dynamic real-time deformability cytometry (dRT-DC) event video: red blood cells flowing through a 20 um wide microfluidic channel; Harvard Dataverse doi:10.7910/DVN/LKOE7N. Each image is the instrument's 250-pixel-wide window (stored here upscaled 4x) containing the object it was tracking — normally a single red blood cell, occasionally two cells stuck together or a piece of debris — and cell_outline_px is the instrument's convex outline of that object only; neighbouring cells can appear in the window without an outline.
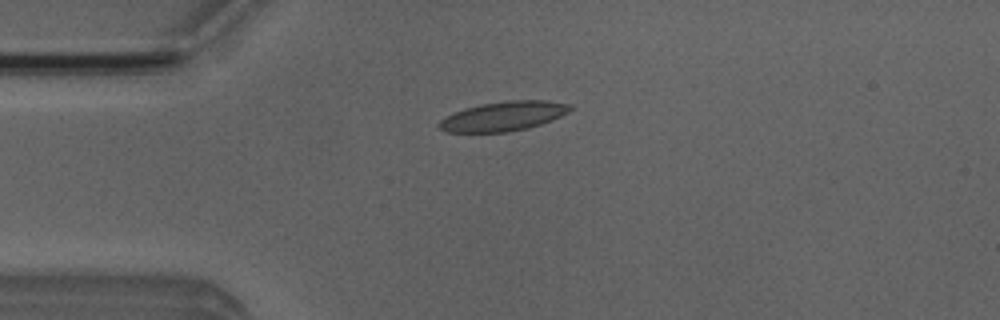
{"species": "Egyptian fruit bat (a non-hibernating species)", "species_latin": "Rousettus aegyptiacus", "temperature_condition": "room temperature", "stored_images_in_passage": 5, "camera_frame_rate_fps": 3000, "um_per_image_px": 0.085, "animal": {"sex": "male"}, "frame": {"image": 1, "passage_image": 3, "time_ms": 2.333, "image_size_px": [1000, 320], "cell_outline_px": [[576, 108], [552, 120], [528, 128], [508, 132], [448, 132], [440, 128], [436, 124], [444, 116], [452, 112], [464, 108], [480, 104], [512, 100], [548, 100], [572, 104]], "centroid_in_image_um": [42.8, 9.87], "position_along_channel_um": 42.2, "area_um2": 22.77}}